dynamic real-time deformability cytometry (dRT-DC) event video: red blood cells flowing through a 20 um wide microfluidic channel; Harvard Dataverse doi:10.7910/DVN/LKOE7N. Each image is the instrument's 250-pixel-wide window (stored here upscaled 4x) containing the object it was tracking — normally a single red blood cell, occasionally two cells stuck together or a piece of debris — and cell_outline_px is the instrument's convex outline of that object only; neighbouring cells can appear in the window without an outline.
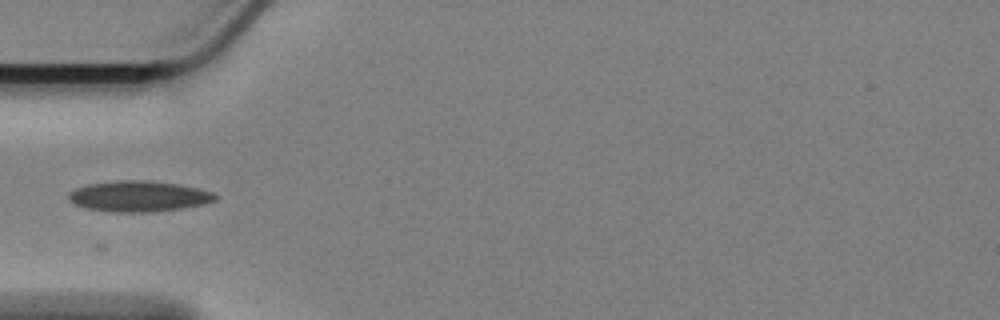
{"species": "Egyptian fruit bat (a non-hibernating species)", "species_latin": "Rousettus aegyptiacus", "temperature_condition": "cold", "stored_images_in_passage": 13, "camera_frame_rate_fps": 3000, "um_per_image_px": 0.085, "animal": {"sex": "female"}, "frame": {"image": 1, "passage_image": 1, "time_ms": 0.0, "image_size_px": [1000, 320], "cell_outline_px": [[220, 196], [216, 200], [204, 204], [180, 208], [152, 212], [108, 212], [84, 208], [68, 200], [68, 192], [76, 188], [88, 184], [120, 180], [148, 180], [180, 184], [212, 192]], "centroid_in_image_um": [11.78, 16.68], "position_along_channel_um": 73.2, "area_um2": 26.47}}
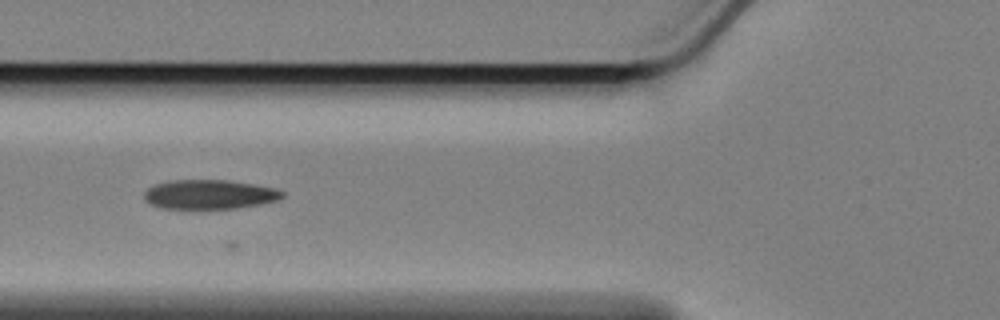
{"frame": {"image": 2, "passage_image": 4, "time_ms": 1.0, "image_size_px": [1000, 320], "cell_outline_px": [[284, 196], [280, 200], [260, 204], [236, 208], [192, 212], [160, 208], [148, 204], [144, 200], [144, 192], [148, 188], [156, 184], [172, 180], [228, 180], [252, 184], [272, 188], [284, 192]], "centroid_in_image_um": [17.72, 16.58], "position_along_channel_um": 108.1, "area_um2": 24.62}}
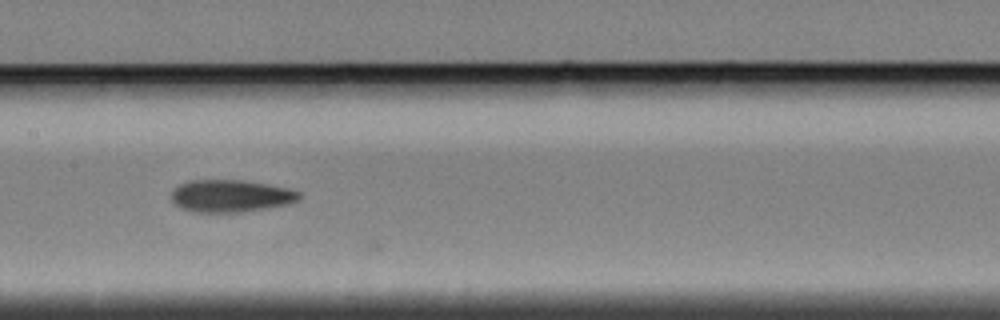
{"frame": {"image": 3, "passage_image": 11, "time_ms": 3.333, "image_size_px": [1000, 320], "cell_outline_px": [[300, 200], [288, 204], [268, 208], [240, 212], [192, 212], [180, 208], [172, 200], [172, 192], [180, 184], [188, 180], [244, 180], [288, 188], [300, 192]], "centroid_in_image_um": [19.62, 16.66], "position_along_channel_um": 187.8, "area_um2": 24.1}}